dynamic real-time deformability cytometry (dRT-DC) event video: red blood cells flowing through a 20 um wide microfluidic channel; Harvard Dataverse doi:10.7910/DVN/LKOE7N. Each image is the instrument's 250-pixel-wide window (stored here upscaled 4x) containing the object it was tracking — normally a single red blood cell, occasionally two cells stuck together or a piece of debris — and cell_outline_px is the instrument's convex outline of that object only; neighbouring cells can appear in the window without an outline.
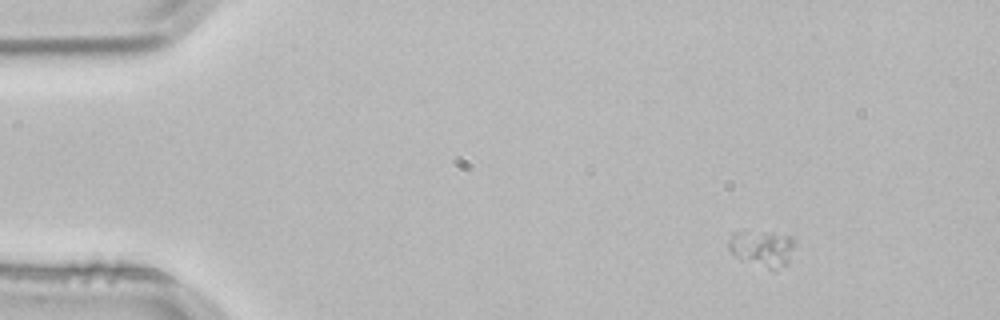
{"species": "common noctule bat (a hibernating species)", "species_latin": "Nyctalus noctula", "temperature_condition": "room temperature", "stored_images_in_passage": 4, "camera_frame_rate_fps": 3000, "um_per_image_px": 0.085, "animal": {"sex": "male", "body_mass_g": 21.5, "forearm_length_mm": 52.0}, "frame": {"image": 1, "passage_image": 2, "time_ms": 0.333, "image_size_px": [1000, 320], "cell_outline_px": [[796, 240], [788, 260], [784, 264], [772, 272], [740, 260], [728, 248], [728, 240], [732, 232], [772, 232], [792, 236]], "centroid_in_image_um": [64.77, 21.13], "position_along_channel_um": 20.2, "area_um2": 14.22}}